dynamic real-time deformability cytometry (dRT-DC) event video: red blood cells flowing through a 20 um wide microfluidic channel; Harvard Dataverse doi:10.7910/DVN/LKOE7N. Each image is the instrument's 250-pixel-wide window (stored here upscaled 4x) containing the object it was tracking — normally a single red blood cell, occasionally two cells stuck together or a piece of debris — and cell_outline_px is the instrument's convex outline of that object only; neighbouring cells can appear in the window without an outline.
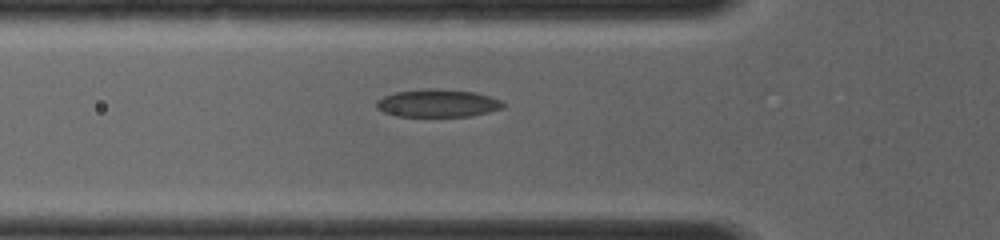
{"species": "common noctule bat (a hibernating species)", "species_latin": "Nyctalus noctula", "temperature_condition": "room temperature", "stored_images_in_passage": 4, "camera_frame_rate_fps": 4000, "um_per_image_px": 0.085, "animal": {"sex": "female", "body_mass_g": 19.0, "forearm_length_mm": 56.7}, "frame": {"image": 1, "passage_image": 4, "time_ms": 3.5, "image_size_px": [1000, 240], "cell_outline_px": [[504, 108], [472, 116], [396, 116], [384, 112], [376, 108], [376, 100], [384, 96], [396, 92], [424, 88], [436, 88], [476, 92], [500, 100], [504, 104]], "centroid_in_image_um": [37.19, 8.77], "position_along_channel_um": 88.6, "area_um2": 20.58}}